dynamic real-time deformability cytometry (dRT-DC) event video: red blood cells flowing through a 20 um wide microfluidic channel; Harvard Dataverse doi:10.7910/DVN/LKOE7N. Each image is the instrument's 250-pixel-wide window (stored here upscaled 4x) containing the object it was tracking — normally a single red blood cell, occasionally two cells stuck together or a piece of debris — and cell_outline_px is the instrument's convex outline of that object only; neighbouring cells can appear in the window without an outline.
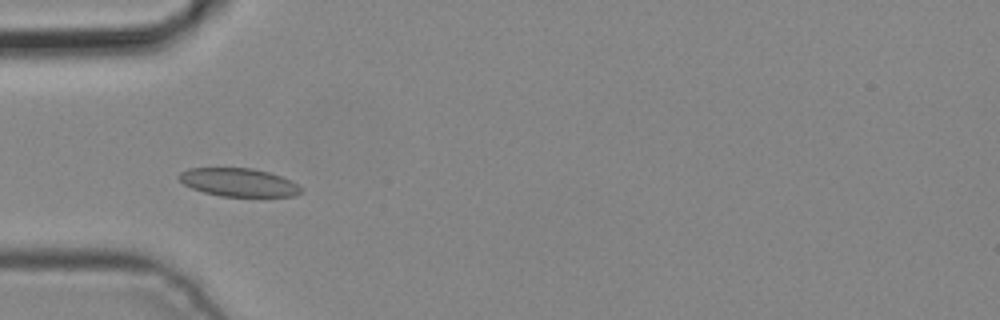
{"species": "common noctule bat (a hibernating species)", "species_latin": "Nyctalus noctula", "temperature_condition": "cold", "stored_images_in_passage": 4, "camera_frame_rate_fps": 3000, "um_per_image_px": 0.085, "animal": {"sex": "male", "body_mass_g": 19.2, "forearm_length_mm": 51.8}, "frame": {"image": 1, "passage_image": 3, "time_ms": 0.667, "image_size_px": [1000, 320], "cell_outline_px": [[304, 188], [296, 196], [220, 196], [204, 192], [192, 188], [184, 184], [176, 176], [180, 172], [188, 168], [252, 168], [268, 172], [292, 180]], "centroid_in_image_um": [20.29, 15.5], "position_along_channel_um": 64.7, "area_um2": 20.11}}
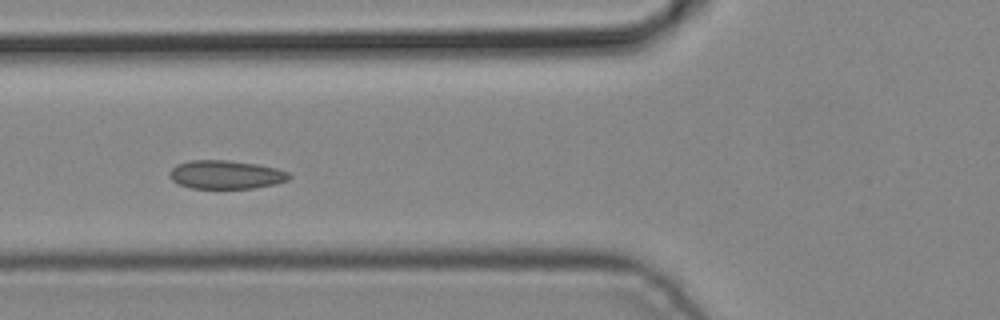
{"frame": {"image": 2, "passage_image": 4, "time_ms": 1.0, "image_size_px": [1000, 320], "cell_outline_px": [[292, 176], [288, 180], [276, 184], [252, 188], [192, 188], [180, 184], [172, 180], [168, 176], [168, 172], [176, 164], [188, 160], [228, 160], [256, 164], [276, 168], [288, 172]], "centroid_in_image_um": [19.18, 14.84], "position_along_channel_um": 106.6, "area_um2": 19.94}}